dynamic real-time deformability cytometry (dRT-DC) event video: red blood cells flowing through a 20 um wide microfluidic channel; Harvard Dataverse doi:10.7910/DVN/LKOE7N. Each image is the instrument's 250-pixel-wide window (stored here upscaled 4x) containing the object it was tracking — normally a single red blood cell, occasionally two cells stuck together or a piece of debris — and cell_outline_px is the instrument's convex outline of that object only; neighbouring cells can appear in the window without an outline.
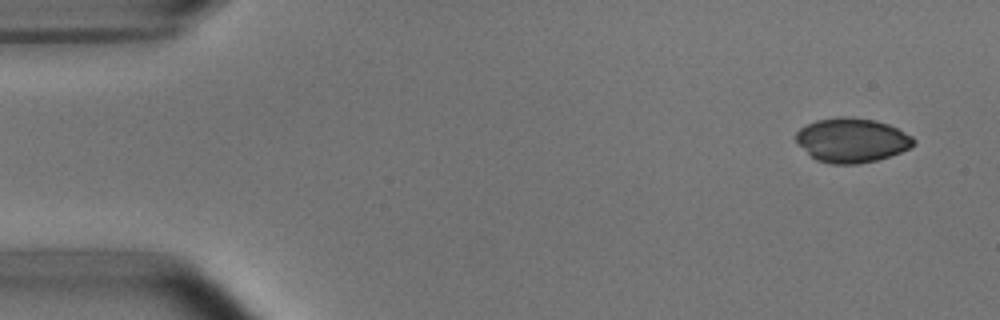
{"species": "common noctule bat (a hibernating species)", "species_latin": "Nyctalus noctula", "temperature_condition": "room temperature", "stored_images_in_passage": 6, "segment_of_instrument_passage": [2, 2], "camera_frame_rate_fps": 3000, "um_per_image_px": 0.085, "animal": {"sex": "male", "body_mass_g": 15.6}, "frame": {"image": 1, "passage_image": 6, "time_ms": 5.667, "image_size_px": [1000, 320], "cell_outline_px": [[916, 140], [908, 148], [900, 152], [876, 160], [856, 164], [832, 164], [816, 160], [796, 140], [796, 132], [800, 128], [816, 120], [836, 116], [852, 116], [876, 120], [888, 124], [912, 136]], "centroid_in_image_um": [72.4, 11.89], "position_along_channel_um": 12.6, "area_um2": 30.17}}